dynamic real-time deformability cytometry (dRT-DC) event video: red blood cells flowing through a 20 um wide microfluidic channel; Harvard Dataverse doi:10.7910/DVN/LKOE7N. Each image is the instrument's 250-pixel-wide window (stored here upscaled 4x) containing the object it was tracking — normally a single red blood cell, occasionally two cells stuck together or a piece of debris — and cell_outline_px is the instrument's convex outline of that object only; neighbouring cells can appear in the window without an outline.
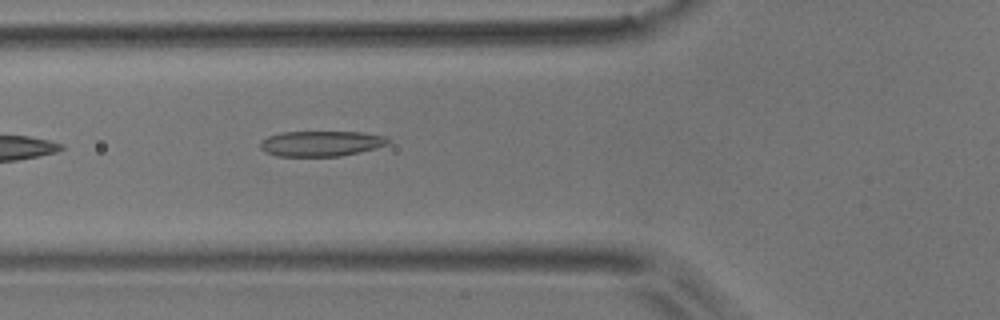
{"species": "common noctule bat (a hibernating species)", "species_latin": "Nyctalus noctula", "temperature_condition": "room temperature", "stored_images_in_passage": 7, "camera_frame_rate_fps": 3000, "um_per_image_px": 0.085, "animal": {"sex": "male", "body_mass_g": 17.9}, "frame": {"image": 1, "passage_image": 7, "time_ms": 2.0, "image_size_px": [1000, 320], "cell_outline_px": [[392, 140], [388, 144], [376, 148], [360, 152], [340, 156], [276, 156], [264, 152], [260, 148], [260, 140], [268, 136], [280, 132], [364, 132], [388, 136]], "centroid_in_image_um": [27.31, 12.19], "position_along_channel_um": 98.5, "area_um2": 19.25}}